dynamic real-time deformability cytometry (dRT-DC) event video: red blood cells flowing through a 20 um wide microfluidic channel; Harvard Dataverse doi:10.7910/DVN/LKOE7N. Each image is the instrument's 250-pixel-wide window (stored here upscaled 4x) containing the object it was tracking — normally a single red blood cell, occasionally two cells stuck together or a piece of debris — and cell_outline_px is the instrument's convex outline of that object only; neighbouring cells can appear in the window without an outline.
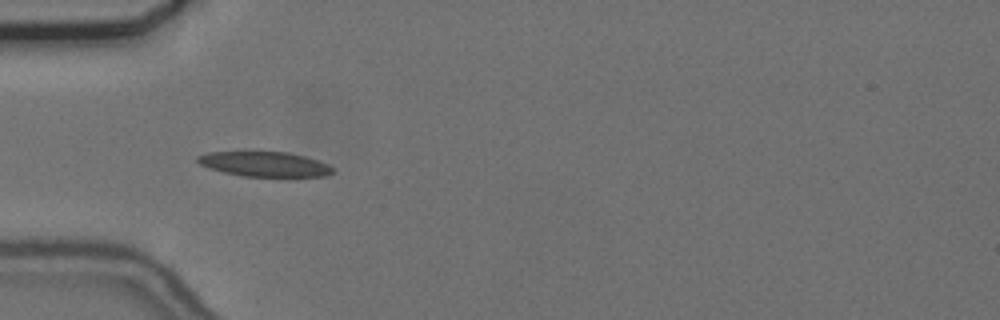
{"species": "common noctule bat (a hibernating species)", "species_latin": "Nyctalus noctula", "temperature_condition": "cold", "stored_images_in_passage": 39, "camera_frame_rate_fps": 3000, "um_per_image_px": 0.085, "animal": {"sex": "female", "body_mass_g": 24.6, "forearm_length_mm": 56.2}, "frame": {"image": 1, "passage_image": 1, "time_ms": 0.0, "image_size_px": [1000, 320], "cell_outline_px": [[332, 172], [324, 176], [244, 176], [224, 172], [208, 168], [200, 164], [196, 160], [196, 156], [208, 152], [288, 152], [304, 156], [328, 164], [332, 168]], "centroid_in_image_um": [22.44, 13.94], "position_along_channel_um": 62.6, "area_um2": 19.31}}
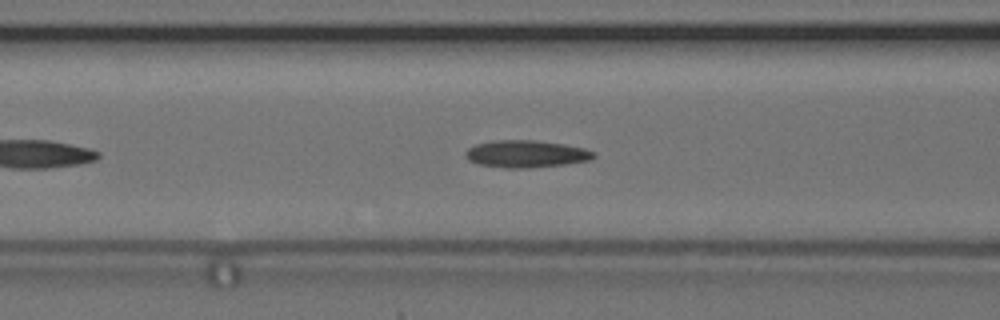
{"frame": {"image": 2, "passage_image": 6, "time_ms": 1.667, "image_size_px": [1000, 320], "cell_outline_px": [[596, 156], [592, 160], [564, 164], [528, 168], [504, 168], [476, 164], [468, 160], [464, 156], [464, 152], [468, 148], [476, 144], [492, 140], [536, 140], [564, 144], [584, 148], [596, 152]], "centroid_in_image_um": [44.7, 13.08], "position_along_channel_um": 121.9, "area_um2": 20.63}}
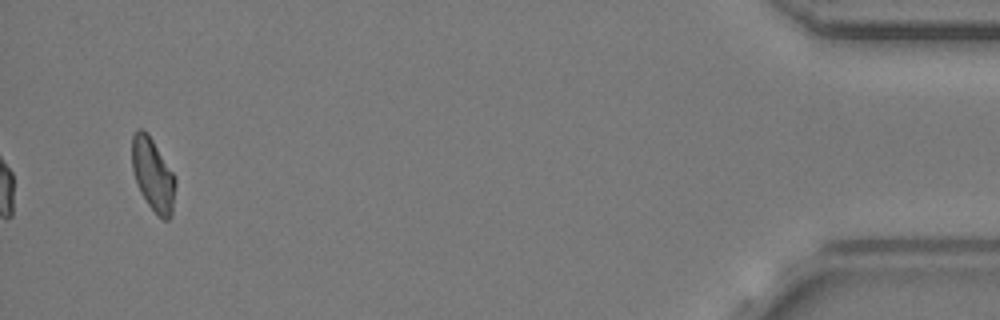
{"frame": {"image": 3, "passage_image": 37, "time_ms": 12.0, "image_size_px": [1000, 320], "cell_outline_px": [[176, 184], [172, 216], [168, 220], [164, 220], [156, 216], [140, 192], [136, 184], [132, 168], [132, 136], [136, 128], [144, 128], [148, 132], [176, 176]], "centroid_in_image_um": [13.01, 14.84], "position_along_channel_um": 422.2, "area_um2": 19.02}, "authors_computed_cell_mechanics": {"area_um2": 19.1896, "velocity_mm_per_s": 3.6761, "shape_relaxation_time_tau1_ms": null, "shape_relaxation_time_tau2_ms": 4.4823, "deformation_change_tau1": null, "deformation_change_tau2": 0.1173}}